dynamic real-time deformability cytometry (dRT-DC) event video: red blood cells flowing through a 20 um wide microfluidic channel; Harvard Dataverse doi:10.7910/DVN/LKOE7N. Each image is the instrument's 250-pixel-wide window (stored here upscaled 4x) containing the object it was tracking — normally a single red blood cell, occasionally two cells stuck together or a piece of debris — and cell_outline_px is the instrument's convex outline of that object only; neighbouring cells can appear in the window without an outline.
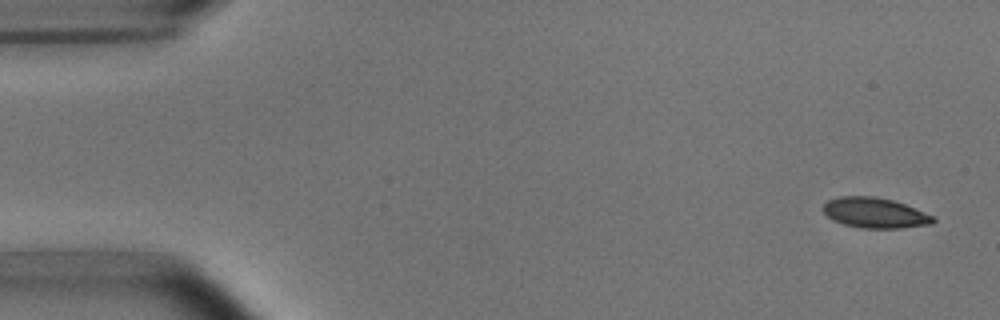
{"species": "common noctule bat (a hibernating species)", "species_latin": "Nyctalus noctula", "temperature_condition": "room temperature", "stored_images_in_passage": 6, "camera_frame_rate_fps": 3000, "um_per_image_px": 0.085, "animal": {"sex": "male", "body_mass_g": 15.6}, "frame": {"image": 1, "passage_image": 1, "time_ms": 0.0, "image_size_px": [1000, 320], "cell_outline_px": [[936, 220], [932, 224], [900, 228], [860, 228], [844, 224], [832, 220], [824, 212], [824, 204], [828, 200], [840, 196], [876, 196], [892, 200], [904, 204], [936, 216]], "centroid_in_image_um": [74.39, 18.09], "position_along_channel_um": 10.6, "area_um2": 19.48}}
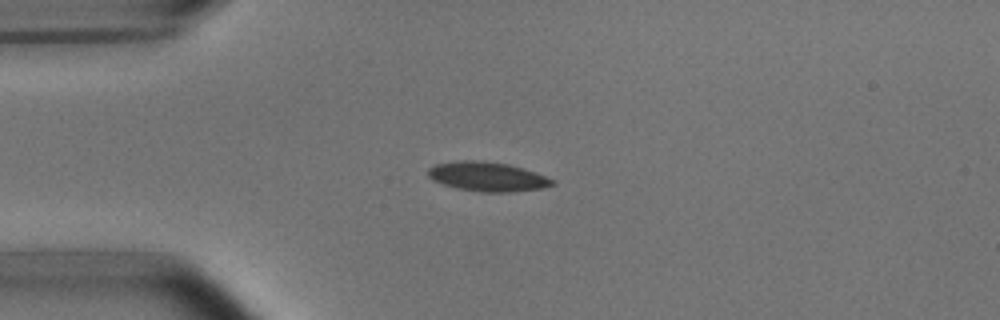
{"frame": {"image": 2, "passage_image": 4, "time_ms": 3.667, "image_size_px": [1000, 320], "cell_outline_px": [[556, 184], [544, 188], [512, 192], [480, 192], [456, 188], [432, 180], [428, 176], [428, 168], [436, 164], [456, 160], [480, 160], [508, 164], [524, 168], [536, 172], [556, 180]], "centroid_in_image_um": [41.46, 15.01], "position_along_channel_um": 43.5, "area_um2": 21.56}}